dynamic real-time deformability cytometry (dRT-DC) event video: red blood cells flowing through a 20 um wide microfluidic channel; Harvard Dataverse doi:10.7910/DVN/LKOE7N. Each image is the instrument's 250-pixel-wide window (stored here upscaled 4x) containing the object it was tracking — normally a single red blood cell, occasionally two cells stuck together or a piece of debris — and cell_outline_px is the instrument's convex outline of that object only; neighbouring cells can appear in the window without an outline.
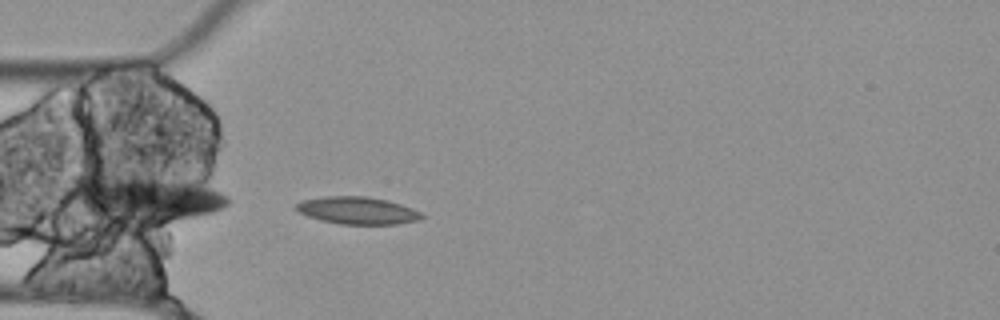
{"species": "Egyptian fruit bat (a non-hibernating species)", "species_latin": "Rousettus aegyptiacus", "temperature_condition": "cold", "stored_images_in_passage": 8, "camera_frame_rate_fps": 3000, "um_per_image_px": 0.085, "animal": {"sex": "female"}, "frame": {"image": 1, "passage_image": 8, "time_ms": 2.333, "image_size_px": [1000, 320], "cell_outline_px": [[424, 216], [420, 220], [396, 224], [340, 224], [320, 220], [308, 216], [300, 212], [296, 208], [296, 204], [300, 200], [324, 196], [368, 196], [388, 200], [412, 208], [420, 212]], "centroid_in_image_um": [30.39, 17.88], "position_along_channel_um": 54.6, "area_um2": 20.06}}